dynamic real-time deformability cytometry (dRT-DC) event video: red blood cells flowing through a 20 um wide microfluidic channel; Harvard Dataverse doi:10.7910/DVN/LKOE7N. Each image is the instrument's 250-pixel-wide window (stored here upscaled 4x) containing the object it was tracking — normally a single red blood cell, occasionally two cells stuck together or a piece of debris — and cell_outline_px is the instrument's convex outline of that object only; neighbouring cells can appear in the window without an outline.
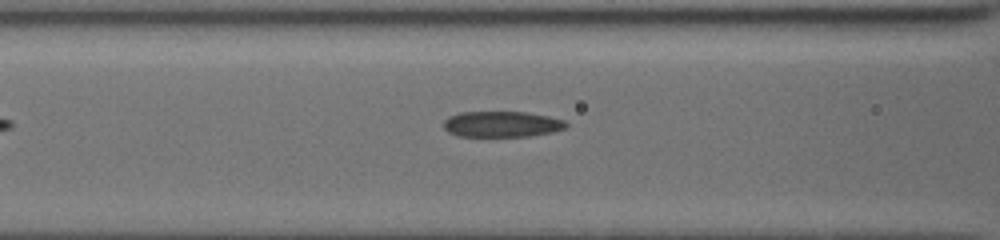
{"species": "common noctule bat (a hibernating species)", "species_latin": "Nyctalus noctula", "temperature_condition": "cold", "stored_images_in_passage": 6, "segment_of_instrument_passage": [2, 2], "camera_frame_rate_fps": 3000, "um_per_image_px": 0.085, "animal": {"sex": "female", "body_mass_g": 19.5, "forearm_length_mm": 54.1}, "frame": {"image": 1, "passage_image": 6, "time_ms": 3.667, "image_size_px": [1000, 240], "cell_outline_px": [[568, 124], [564, 128], [548, 132], [528, 136], [456, 136], [448, 132], [444, 128], [444, 120], [448, 116], [460, 112], [528, 112], [548, 116], [564, 120]], "centroid_in_image_um": [42.6, 10.54], "position_along_channel_um": 124.0, "area_um2": 18.32}}